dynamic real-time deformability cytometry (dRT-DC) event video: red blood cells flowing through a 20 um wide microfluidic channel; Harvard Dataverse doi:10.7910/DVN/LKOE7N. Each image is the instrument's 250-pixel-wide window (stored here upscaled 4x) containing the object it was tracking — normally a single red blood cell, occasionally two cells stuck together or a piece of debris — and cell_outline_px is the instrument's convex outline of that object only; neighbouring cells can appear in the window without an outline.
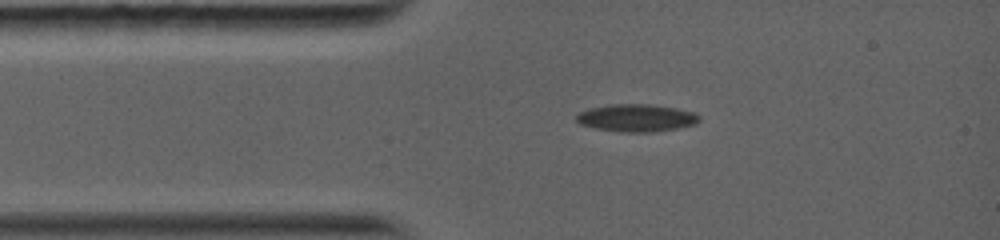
{"species": "common noctule bat (a hibernating species)", "species_latin": "Nyctalus noctula", "temperature_condition": "warm", "stored_images_in_passage": 7, "camera_frame_rate_fps": 5000, "um_per_image_px": 0.085, "animal": {"sex": "female", "body_mass_g": 19.0, "forearm_length_mm": 56.7}, "frame": {"image": 1, "passage_image": 1, "time_ms": 0.0, "image_size_px": [1000, 240], "cell_outline_px": [[700, 120], [696, 124], [680, 128], [656, 132], [620, 132], [596, 128], [580, 124], [576, 120], [576, 116], [580, 112], [592, 108], [608, 104], [648, 104], [676, 108], [696, 112], [700, 116]], "centroid_in_image_um": [54.16, 10.03], "position_along_channel_um": 30.8, "area_um2": 19.83}}
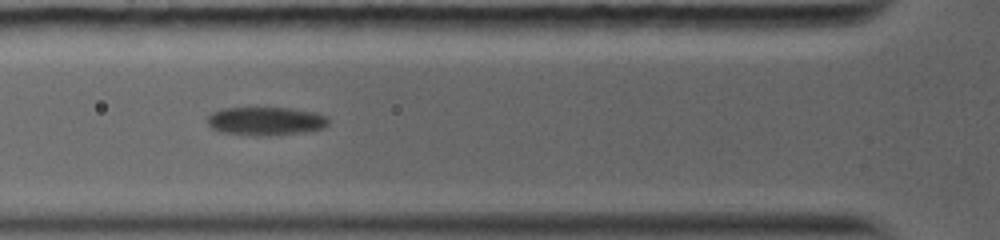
{"frame": {"image": 2, "passage_image": 3, "time_ms": 2.2, "image_size_px": [1000, 240], "cell_outline_px": [[328, 124], [324, 128], [300, 132], [256, 136], [220, 132], [212, 128], [208, 124], [208, 116], [212, 112], [224, 108], [288, 108], [316, 112], [328, 116]], "centroid_in_image_um": [22.58, 10.28], "position_along_channel_um": 103.2, "area_um2": 19.88}}
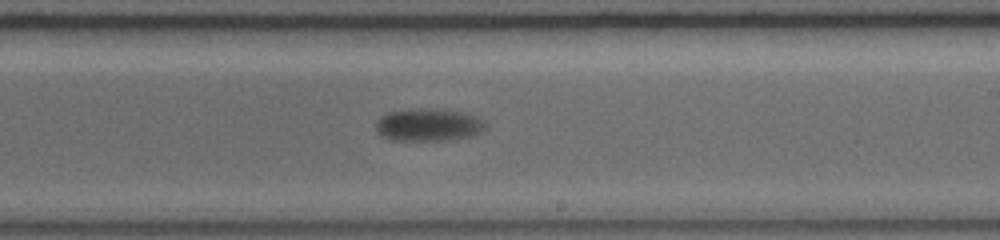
{"frame": {"image": 3, "passage_image": 7, "time_ms": 6.0, "image_size_px": [1000, 240], "cell_outline_px": [[488, 124], [484, 132], [472, 136], [448, 140], [392, 140], [380, 136], [376, 128], [376, 120], [380, 116], [388, 112], [416, 108], [432, 108], [460, 112], [480, 116]], "centroid_in_image_um": [36.46, 10.61], "position_along_channel_um": 252.5, "area_um2": 21.27}}